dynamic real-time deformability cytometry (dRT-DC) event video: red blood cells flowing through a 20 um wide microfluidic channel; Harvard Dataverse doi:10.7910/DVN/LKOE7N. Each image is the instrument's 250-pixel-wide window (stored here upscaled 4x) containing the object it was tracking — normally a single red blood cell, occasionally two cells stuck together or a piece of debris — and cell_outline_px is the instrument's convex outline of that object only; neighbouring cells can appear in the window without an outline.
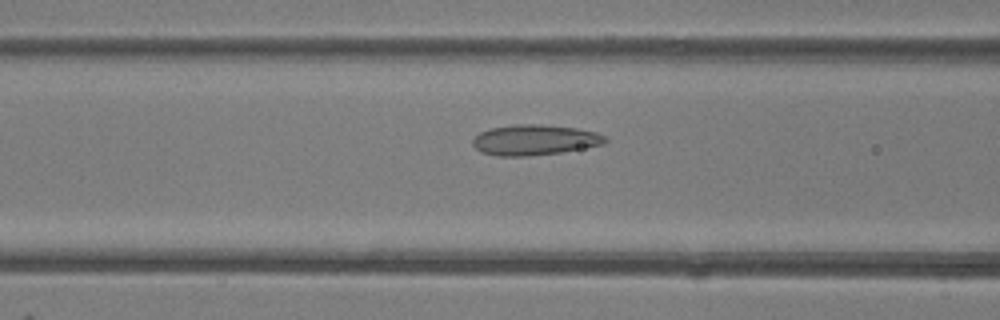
{"species": "common noctule bat (a hibernating species)", "species_latin": "Nyctalus noctula", "temperature_condition": "room temperature", "stored_images_in_passage": 48, "camera_frame_rate_fps": 3000, "um_per_image_px": 0.085, "animal": {"sex": "female"}, "frame": {"image": 1, "passage_image": 19, "time_ms": 6.0, "image_size_px": [1000, 320], "cell_outline_px": [[608, 140], [604, 144], [560, 152], [528, 156], [496, 156], [480, 152], [472, 144], [472, 140], [480, 132], [492, 128], [516, 124], [540, 124], [576, 128], [596, 132], [608, 136]], "centroid_in_image_um": [45.45, 11.89], "position_along_channel_um": 121.2, "area_um2": 23.52}}
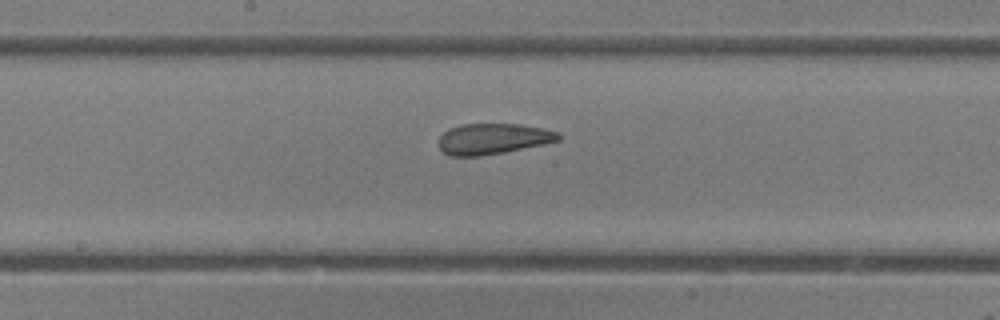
{"frame": {"image": 2, "passage_image": 25, "time_ms": 8.0, "image_size_px": [1000, 320], "cell_outline_px": [[564, 136], [560, 140], [544, 144], [504, 152], [480, 156], [448, 156], [436, 144], [440, 136], [448, 128], [460, 124], [520, 124], [544, 128], [560, 132]], "centroid_in_image_um": [41.91, 11.79], "position_along_channel_um": 206.3, "area_um2": 21.85}}
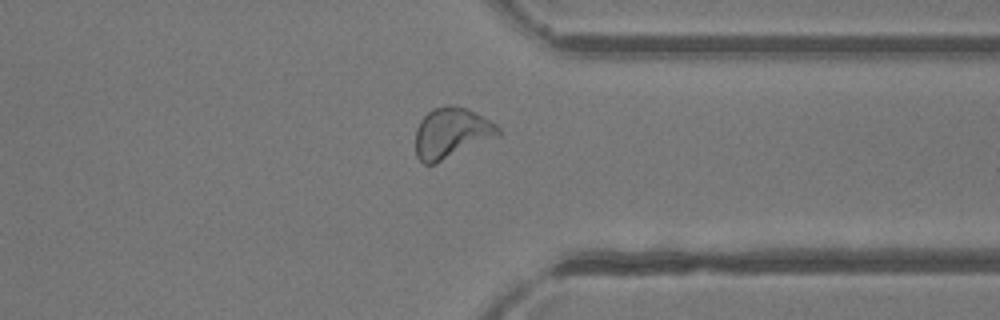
{"frame": {"image": 3, "passage_image": 37, "time_ms": 12.0, "image_size_px": [1000, 320], "cell_outline_px": [[500, 136], [436, 164], [424, 164], [416, 156], [416, 128], [420, 120], [432, 108], [448, 104], [452, 104], [468, 108], [496, 124], [500, 128]], "centroid_in_image_um": [38.38, 11.3], "position_along_channel_um": 373.0, "area_um2": 24.74}, "authors_computed_cell_mechanics": {"area_um2": 24.4494, "velocity_mm_per_s": 4.2458, "shape_relaxation_time_tau1_ms": null, "shape_relaxation_time_tau2_ms": 1.5609, "deformation_change_tau1": null, "deformation_change_tau2": 0.0724}}